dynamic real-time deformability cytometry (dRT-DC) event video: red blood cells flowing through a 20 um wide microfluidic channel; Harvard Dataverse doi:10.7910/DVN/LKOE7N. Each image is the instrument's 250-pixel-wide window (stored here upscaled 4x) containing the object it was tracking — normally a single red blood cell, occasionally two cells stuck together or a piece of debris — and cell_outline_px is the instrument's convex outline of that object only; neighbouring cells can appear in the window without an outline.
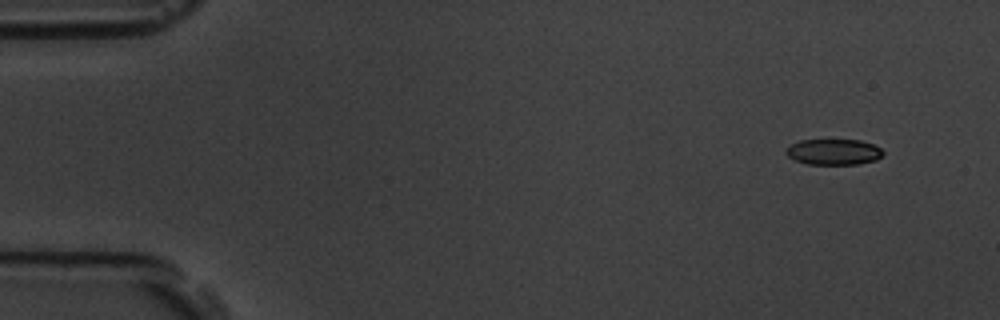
{"species": "common noctule bat (a hibernating species)", "species_latin": "Nyctalus noctula", "temperature_condition": "room temperature", "stored_images_in_passage": 6, "camera_frame_rate_fps": 3000, "um_per_image_px": 0.085, "animal": {"sex": "male", "body_mass_g": 19.5, "forearm_length_mm": 54.6}, "frame": {"image": 1, "passage_image": 1, "time_ms": 0.0, "image_size_px": [1000, 320], "cell_outline_px": [[884, 152], [876, 160], [860, 164], [808, 164], [796, 160], [788, 156], [784, 152], [784, 148], [788, 144], [800, 140], [860, 140], [872, 144], [880, 148]], "centroid_in_image_um": [70.81, 12.9], "position_along_channel_um": 14.2, "area_um2": 14.68}}
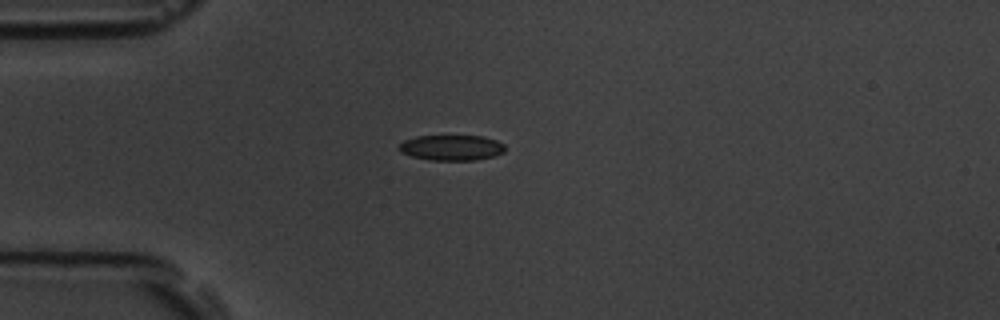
{"frame": {"image": 2, "passage_image": 4, "time_ms": 3.667, "image_size_px": [1000, 320], "cell_outline_px": [[504, 152], [496, 156], [476, 160], [428, 160], [412, 156], [400, 152], [396, 148], [404, 140], [416, 136], [484, 136], [496, 140], [504, 144]], "centroid_in_image_um": [38.37, 12.55], "position_along_channel_um": 46.6, "area_um2": 15.9}}
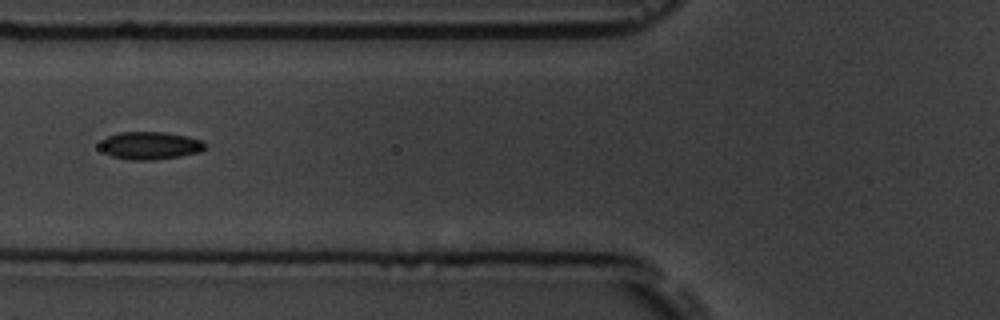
{"frame": {"image": 3, "passage_image": 6, "time_ms": 6.0, "image_size_px": [1000, 320], "cell_outline_px": [[204, 148], [200, 152], [180, 156], [148, 160], [128, 160], [112, 156], [104, 152], [100, 148], [100, 144], [108, 136], [120, 132], [164, 132], [188, 136], [200, 140], [204, 144]], "centroid_in_image_um": [12.74, 12.37], "position_along_channel_um": 113.1, "area_um2": 16.76}}